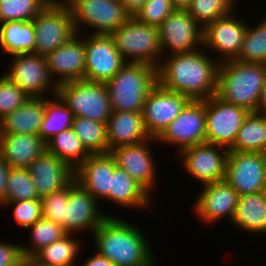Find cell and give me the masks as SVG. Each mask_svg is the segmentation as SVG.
Returning <instances> with one entry per match:
<instances>
[{
    "instance_id": "obj_36",
    "label": "cell",
    "mask_w": 266,
    "mask_h": 266,
    "mask_svg": "<svg viewBox=\"0 0 266 266\" xmlns=\"http://www.w3.org/2000/svg\"><path fill=\"white\" fill-rule=\"evenodd\" d=\"M236 60L266 64V19L261 20L255 27L247 24L242 48Z\"/></svg>"
},
{
    "instance_id": "obj_49",
    "label": "cell",
    "mask_w": 266,
    "mask_h": 266,
    "mask_svg": "<svg viewBox=\"0 0 266 266\" xmlns=\"http://www.w3.org/2000/svg\"><path fill=\"white\" fill-rule=\"evenodd\" d=\"M192 0H171L175 9L187 10Z\"/></svg>"
},
{
    "instance_id": "obj_25",
    "label": "cell",
    "mask_w": 266,
    "mask_h": 266,
    "mask_svg": "<svg viewBox=\"0 0 266 266\" xmlns=\"http://www.w3.org/2000/svg\"><path fill=\"white\" fill-rule=\"evenodd\" d=\"M45 150L39 135L0 134V155L11 168H28Z\"/></svg>"
},
{
    "instance_id": "obj_35",
    "label": "cell",
    "mask_w": 266,
    "mask_h": 266,
    "mask_svg": "<svg viewBox=\"0 0 266 266\" xmlns=\"http://www.w3.org/2000/svg\"><path fill=\"white\" fill-rule=\"evenodd\" d=\"M28 228L32 246L21 245L23 256L26 257H33L43 247L49 246L68 234L61 225L43 217Z\"/></svg>"
},
{
    "instance_id": "obj_34",
    "label": "cell",
    "mask_w": 266,
    "mask_h": 266,
    "mask_svg": "<svg viewBox=\"0 0 266 266\" xmlns=\"http://www.w3.org/2000/svg\"><path fill=\"white\" fill-rule=\"evenodd\" d=\"M72 129L90 153L108 152L106 123L74 116Z\"/></svg>"
},
{
    "instance_id": "obj_48",
    "label": "cell",
    "mask_w": 266,
    "mask_h": 266,
    "mask_svg": "<svg viewBox=\"0 0 266 266\" xmlns=\"http://www.w3.org/2000/svg\"><path fill=\"white\" fill-rule=\"evenodd\" d=\"M254 112L258 114L266 115V77H265V82H264V85H263V88L260 94L258 104L256 106V110Z\"/></svg>"
},
{
    "instance_id": "obj_13",
    "label": "cell",
    "mask_w": 266,
    "mask_h": 266,
    "mask_svg": "<svg viewBox=\"0 0 266 266\" xmlns=\"http://www.w3.org/2000/svg\"><path fill=\"white\" fill-rule=\"evenodd\" d=\"M161 52L169 55L192 52L203 46V28L188 10L176 9L158 26ZM199 46V47H198Z\"/></svg>"
},
{
    "instance_id": "obj_10",
    "label": "cell",
    "mask_w": 266,
    "mask_h": 266,
    "mask_svg": "<svg viewBox=\"0 0 266 266\" xmlns=\"http://www.w3.org/2000/svg\"><path fill=\"white\" fill-rule=\"evenodd\" d=\"M156 140L179 146L177 154L188 147L206 143L205 100H190Z\"/></svg>"
},
{
    "instance_id": "obj_6",
    "label": "cell",
    "mask_w": 266,
    "mask_h": 266,
    "mask_svg": "<svg viewBox=\"0 0 266 266\" xmlns=\"http://www.w3.org/2000/svg\"><path fill=\"white\" fill-rule=\"evenodd\" d=\"M56 95L74 116L106 123L112 114L105 83L80 79L57 86Z\"/></svg>"
},
{
    "instance_id": "obj_16",
    "label": "cell",
    "mask_w": 266,
    "mask_h": 266,
    "mask_svg": "<svg viewBox=\"0 0 266 266\" xmlns=\"http://www.w3.org/2000/svg\"><path fill=\"white\" fill-rule=\"evenodd\" d=\"M228 152L226 147L203 143L181 150L179 154L187 173L205 185L225 179Z\"/></svg>"
},
{
    "instance_id": "obj_26",
    "label": "cell",
    "mask_w": 266,
    "mask_h": 266,
    "mask_svg": "<svg viewBox=\"0 0 266 266\" xmlns=\"http://www.w3.org/2000/svg\"><path fill=\"white\" fill-rule=\"evenodd\" d=\"M46 97H30L20 107L0 120V134L39 135Z\"/></svg>"
},
{
    "instance_id": "obj_43",
    "label": "cell",
    "mask_w": 266,
    "mask_h": 266,
    "mask_svg": "<svg viewBox=\"0 0 266 266\" xmlns=\"http://www.w3.org/2000/svg\"><path fill=\"white\" fill-rule=\"evenodd\" d=\"M175 10L171 0H147L135 17L140 22L158 27Z\"/></svg>"
},
{
    "instance_id": "obj_23",
    "label": "cell",
    "mask_w": 266,
    "mask_h": 266,
    "mask_svg": "<svg viewBox=\"0 0 266 266\" xmlns=\"http://www.w3.org/2000/svg\"><path fill=\"white\" fill-rule=\"evenodd\" d=\"M117 166L113 154L91 153L76 169V182L97 200L109 201L110 175Z\"/></svg>"
},
{
    "instance_id": "obj_32",
    "label": "cell",
    "mask_w": 266,
    "mask_h": 266,
    "mask_svg": "<svg viewBox=\"0 0 266 266\" xmlns=\"http://www.w3.org/2000/svg\"><path fill=\"white\" fill-rule=\"evenodd\" d=\"M73 238V234H67L49 246L43 247L33 258L46 266H76L75 259L81 252L82 242Z\"/></svg>"
},
{
    "instance_id": "obj_37",
    "label": "cell",
    "mask_w": 266,
    "mask_h": 266,
    "mask_svg": "<svg viewBox=\"0 0 266 266\" xmlns=\"http://www.w3.org/2000/svg\"><path fill=\"white\" fill-rule=\"evenodd\" d=\"M236 3V0H192L187 10L204 29L213 21L234 12Z\"/></svg>"
},
{
    "instance_id": "obj_51",
    "label": "cell",
    "mask_w": 266,
    "mask_h": 266,
    "mask_svg": "<svg viewBox=\"0 0 266 266\" xmlns=\"http://www.w3.org/2000/svg\"><path fill=\"white\" fill-rule=\"evenodd\" d=\"M49 2H64L66 3L68 0H48Z\"/></svg>"
},
{
    "instance_id": "obj_5",
    "label": "cell",
    "mask_w": 266,
    "mask_h": 266,
    "mask_svg": "<svg viewBox=\"0 0 266 266\" xmlns=\"http://www.w3.org/2000/svg\"><path fill=\"white\" fill-rule=\"evenodd\" d=\"M110 36L126 62L146 63L157 68L160 65L162 52L158 27L140 22L135 16H131Z\"/></svg>"
},
{
    "instance_id": "obj_30",
    "label": "cell",
    "mask_w": 266,
    "mask_h": 266,
    "mask_svg": "<svg viewBox=\"0 0 266 266\" xmlns=\"http://www.w3.org/2000/svg\"><path fill=\"white\" fill-rule=\"evenodd\" d=\"M229 151L266 152V115L250 112Z\"/></svg>"
},
{
    "instance_id": "obj_31",
    "label": "cell",
    "mask_w": 266,
    "mask_h": 266,
    "mask_svg": "<svg viewBox=\"0 0 266 266\" xmlns=\"http://www.w3.org/2000/svg\"><path fill=\"white\" fill-rule=\"evenodd\" d=\"M45 144L48 153L66 162L74 170L91 154L72 128L61 131Z\"/></svg>"
},
{
    "instance_id": "obj_29",
    "label": "cell",
    "mask_w": 266,
    "mask_h": 266,
    "mask_svg": "<svg viewBox=\"0 0 266 266\" xmlns=\"http://www.w3.org/2000/svg\"><path fill=\"white\" fill-rule=\"evenodd\" d=\"M0 48L9 55L34 53L35 30L32 21L0 23Z\"/></svg>"
},
{
    "instance_id": "obj_20",
    "label": "cell",
    "mask_w": 266,
    "mask_h": 266,
    "mask_svg": "<svg viewBox=\"0 0 266 266\" xmlns=\"http://www.w3.org/2000/svg\"><path fill=\"white\" fill-rule=\"evenodd\" d=\"M150 141L156 142L157 140L150 138L139 144L119 146L110 151L117 166L125 170L149 194L152 193L155 182H157L155 160L148 145Z\"/></svg>"
},
{
    "instance_id": "obj_50",
    "label": "cell",
    "mask_w": 266,
    "mask_h": 266,
    "mask_svg": "<svg viewBox=\"0 0 266 266\" xmlns=\"http://www.w3.org/2000/svg\"><path fill=\"white\" fill-rule=\"evenodd\" d=\"M19 266H46V265L40 264L33 257L23 256L22 261H21V264Z\"/></svg>"
},
{
    "instance_id": "obj_8",
    "label": "cell",
    "mask_w": 266,
    "mask_h": 266,
    "mask_svg": "<svg viewBox=\"0 0 266 266\" xmlns=\"http://www.w3.org/2000/svg\"><path fill=\"white\" fill-rule=\"evenodd\" d=\"M66 4L78 34L88 26L96 30L91 34L110 35L131 17L119 0H68Z\"/></svg>"
},
{
    "instance_id": "obj_11",
    "label": "cell",
    "mask_w": 266,
    "mask_h": 266,
    "mask_svg": "<svg viewBox=\"0 0 266 266\" xmlns=\"http://www.w3.org/2000/svg\"><path fill=\"white\" fill-rule=\"evenodd\" d=\"M12 60L4 75L19 86L29 97H45V92L56 95L57 84L52 81L45 56L36 53L12 55Z\"/></svg>"
},
{
    "instance_id": "obj_22",
    "label": "cell",
    "mask_w": 266,
    "mask_h": 266,
    "mask_svg": "<svg viewBox=\"0 0 266 266\" xmlns=\"http://www.w3.org/2000/svg\"><path fill=\"white\" fill-rule=\"evenodd\" d=\"M28 169L40 198L67 187L75 179V170L46 150Z\"/></svg>"
},
{
    "instance_id": "obj_40",
    "label": "cell",
    "mask_w": 266,
    "mask_h": 266,
    "mask_svg": "<svg viewBox=\"0 0 266 266\" xmlns=\"http://www.w3.org/2000/svg\"><path fill=\"white\" fill-rule=\"evenodd\" d=\"M30 98L19 86L4 74L0 78V120L20 107Z\"/></svg>"
},
{
    "instance_id": "obj_12",
    "label": "cell",
    "mask_w": 266,
    "mask_h": 266,
    "mask_svg": "<svg viewBox=\"0 0 266 266\" xmlns=\"http://www.w3.org/2000/svg\"><path fill=\"white\" fill-rule=\"evenodd\" d=\"M224 180L239 195L265 191L266 154L229 151Z\"/></svg>"
},
{
    "instance_id": "obj_4",
    "label": "cell",
    "mask_w": 266,
    "mask_h": 266,
    "mask_svg": "<svg viewBox=\"0 0 266 266\" xmlns=\"http://www.w3.org/2000/svg\"><path fill=\"white\" fill-rule=\"evenodd\" d=\"M105 84L112 111L142 112L146 97L158 84V68L126 62Z\"/></svg>"
},
{
    "instance_id": "obj_44",
    "label": "cell",
    "mask_w": 266,
    "mask_h": 266,
    "mask_svg": "<svg viewBox=\"0 0 266 266\" xmlns=\"http://www.w3.org/2000/svg\"><path fill=\"white\" fill-rule=\"evenodd\" d=\"M22 258L21 245L0 242V266H19Z\"/></svg>"
},
{
    "instance_id": "obj_38",
    "label": "cell",
    "mask_w": 266,
    "mask_h": 266,
    "mask_svg": "<svg viewBox=\"0 0 266 266\" xmlns=\"http://www.w3.org/2000/svg\"><path fill=\"white\" fill-rule=\"evenodd\" d=\"M48 3V0H4L0 3V23L32 21Z\"/></svg>"
},
{
    "instance_id": "obj_2",
    "label": "cell",
    "mask_w": 266,
    "mask_h": 266,
    "mask_svg": "<svg viewBox=\"0 0 266 266\" xmlns=\"http://www.w3.org/2000/svg\"><path fill=\"white\" fill-rule=\"evenodd\" d=\"M136 225L108 216L92 233L96 250L116 266H155L147 238Z\"/></svg>"
},
{
    "instance_id": "obj_9",
    "label": "cell",
    "mask_w": 266,
    "mask_h": 266,
    "mask_svg": "<svg viewBox=\"0 0 266 266\" xmlns=\"http://www.w3.org/2000/svg\"><path fill=\"white\" fill-rule=\"evenodd\" d=\"M206 143L230 148L250 113L248 110L224 102L217 95L205 99Z\"/></svg>"
},
{
    "instance_id": "obj_21",
    "label": "cell",
    "mask_w": 266,
    "mask_h": 266,
    "mask_svg": "<svg viewBox=\"0 0 266 266\" xmlns=\"http://www.w3.org/2000/svg\"><path fill=\"white\" fill-rule=\"evenodd\" d=\"M79 36L75 34L67 43L45 56L51 78L56 76L53 81L57 85L84 79L85 47L84 39Z\"/></svg>"
},
{
    "instance_id": "obj_19",
    "label": "cell",
    "mask_w": 266,
    "mask_h": 266,
    "mask_svg": "<svg viewBox=\"0 0 266 266\" xmlns=\"http://www.w3.org/2000/svg\"><path fill=\"white\" fill-rule=\"evenodd\" d=\"M238 199L237 191L225 180L205 184L195 200L193 212L202 223L209 225L222 217L232 221Z\"/></svg>"
},
{
    "instance_id": "obj_1",
    "label": "cell",
    "mask_w": 266,
    "mask_h": 266,
    "mask_svg": "<svg viewBox=\"0 0 266 266\" xmlns=\"http://www.w3.org/2000/svg\"><path fill=\"white\" fill-rule=\"evenodd\" d=\"M164 58L158 66V83L191 100H205L217 94L220 62L201 50Z\"/></svg>"
},
{
    "instance_id": "obj_24",
    "label": "cell",
    "mask_w": 266,
    "mask_h": 266,
    "mask_svg": "<svg viewBox=\"0 0 266 266\" xmlns=\"http://www.w3.org/2000/svg\"><path fill=\"white\" fill-rule=\"evenodd\" d=\"M108 152L116 147L139 144L151 137L147 133L142 112L112 111L106 122Z\"/></svg>"
},
{
    "instance_id": "obj_18",
    "label": "cell",
    "mask_w": 266,
    "mask_h": 266,
    "mask_svg": "<svg viewBox=\"0 0 266 266\" xmlns=\"http://www.w3.org/2000/svg\"><path fill=\"white\" fill-rule=\"evenodd\" d=\"M231 14L219 18L203 29V46L219 53V62L236 60L242 48L247 23Z\"/></svg>"
},
{
    "instance_id": "obj_45",
    "label": "cell",
    "mask_w": 266,
    "mask_h": 266,
    "mask_svg": "<svg viewBox=\"0 0 266 266\" xmlns=\"http://www.w3.org/2000/svg\"><path fill=\"white\" fill-rule=\"evenodd\" d=\"M11 167L7 161L0 155V206L5 203L7 177Z\"/></svg>"
},
{
    "instance_id": "obj_28",
    "label": "cell",
    "mask_w": 266,
    "mask_h": 266,
    "mask_svg": "<svg viewBox=\"0 0 266 266\" xmlns=\"http://www.w3.org/2000/svg\"><path fill=\"white\" fill-rule=\"evenodd\" d=\"M232 224L250 233H266V194L264 191L239 195Z\"/></svg>"
},
{
    "instance_id": "obj_47",
    "label": "cell",
    "mask_w": 266,
    "mask_h": 266,
    "mask_svg": "<svg viewBox=\"0 0 266 266\" xmlns=\"http://www.w3.org/2000/svg\"><path fill=\"white\" fill-rule=\"evenodd\" d=\"M119 2L131 16H135V14L145 5L147 0H119Z\"/></svg>"
},
{
    "instance_id": "obj_27",
    "label": "cell",
    "mask_w": 266,
    "mask_h": 266,
    "mask_svg": "<svg viewBox=\"0 0 266 266\" xmlns=\"http://www.w3.org/2000/svg\"><path fill=\"white\" fill-rule=\"evenodd\" d=\"M150 194L136 182L125 170L115 167L110 175L109 201L120 207L147 208L150 207Z\"/></svg>"
},
{
    "instance_id": "obj_17",
    "label": "cell",
    "mask_w": 266,
    "mask_h": 266,
    "mask_svg": "<svg viewBox=\"0 0 266 266\" xmlns=\"http://www.w3.org/2000/svg\"><path fill=\"white\" fill-rule=\"evenodd\" d=\"M97 205L98 200L74 179L68 185L64 230L68 234L81 230H88L92 234L108 216H111L103 214Z\"/></svg>"
},
{
    "instance_id": "obj_39",
    "label": "cell",
    "mask_w": 266,
    "mask_h": 266,
    "mask_svg": "<svg viewBox=\"0 0 266 266\" xmlns=\"http://www.w3.org/2000/svg\"><path fill=\"white\" fill-rule=\"evenodd\" d=\"M40 199L28 168H11L5 202Z\"/></svg>"
},
{
    "instance_id": "obj_7",
    "label": "cell",
    "mask_w": 266,
    "mask_h": 266,
    "mask_svg": "<svg viewBox=\"0 0 266 266\" xmlns=\"http://www.w3.org/2000/svg\"><path fill=\"white\" fill-rule=\"evenodd\" d=\"M35 30L34 53L46 56L77 34L69 6L49 2L32 20Z\"/></svg>"
},
{
    "instance_id": "obj_15",
    "label": "cell",
    "mask_w": 266,
    "mask_h": 266,
    "mask_svg": "<svg viewBox=\"0 0 266 266\" xmlns=\"http://www.w3.org/2000/svg\"><path fill=\"white\" fill-rule=\"evenodd\" d=\"M190 100L187 96L167 90L158 83L146 97L142 111L149 136L157 139Z\"/></svg>"
},
{
    "instance_id": "obj_42",
    "label": "cell",
    "mask_w": 266,
    "mask_h": 266,
    "mask_svg": "<svg viewBox=\"0 0 266 266\" xmlns=\"http://www.w3.org/2000/svg\"><path fill=\"white\" fill-rule=\"evenodd\" d=\"M7 206H13V218L18 226H22L24 229L32 226L38 220L42 218L41 200H22V201H10L3 204Z\"/></svg>"
},
{
    "instance_id": "obj_41",
    "label": "cell",
    "mask_w": 266,
    "mask_h": 266,
    "mask_svg": "<svg viewBox=\"0 0 266 266\" xmlns=\"http://www.w3.org/2000/svg\"><path fill=\"white\" fill-rule=\"evenodd\" d=\"M41 200L42 217L64 228L66 204L68 203V186L46 195Z\"/></svg>"
},
{
    "instance_id": "obj_33",
    "label": "cell",
    "mask_w": 266,
    "mask_h": 266,
    "mask_svg": "<svg viewBox=\"0 0 266 266\" xmlns=\"http://www.w3.org/2000/svg\"><path fill=\"white\" fill-rule=\"evenodd\" d=\"M73 119V112L57 95H55L53 100L46 97L44 117L40 126L39 136L46 143L61 131L72 128Z\"/></svg>"
},
{
    "instance_id": "obj_14",
    "label": "cell",
    "mask_w": 266,
    "mask_h": 266,
    "mask_svg": "<svg viewBox=\"0 0 266 266\" xmlns=\"http://www.w3.org/2000/svg\"><path fill=\"white\" fill-rule=\"evenodd\" d=\"M84 47L86 80L106 83L126 64L110 35L89 34Z\"/></svg>"
},
{
    "instance_id": "obj_3",
    "label": "cell",
    "mask_w": 266,
    "mask_h": 266,
    "mask_svg": "<svg viewBox=\"0 0 266 266\" xmlns=\"http://www.w3.org/2000/svg\"><path fill=\"white\" fill-rule=\"evenodd\" d=\"M266 64L230 60L220 63L217 96L254 112L265 82Z\"/></svg>"
},
{
    "instance_id": "obj_46",
    "label": "cell",
    "mask_w": 266,
    "mask_h": 266,
    "mask_svg": "<svg viewBox=\"0 0 266 266\" xmlns=\"http://www.w3.org/2000/svg\"><path fill=\"white\" fill-rule=\"evenodd\" d=\"M82 266H116V265L96 251L95 254L91 255V257L88 258L86 262L83 263Z\"/></svg>"
}]
</instances>
